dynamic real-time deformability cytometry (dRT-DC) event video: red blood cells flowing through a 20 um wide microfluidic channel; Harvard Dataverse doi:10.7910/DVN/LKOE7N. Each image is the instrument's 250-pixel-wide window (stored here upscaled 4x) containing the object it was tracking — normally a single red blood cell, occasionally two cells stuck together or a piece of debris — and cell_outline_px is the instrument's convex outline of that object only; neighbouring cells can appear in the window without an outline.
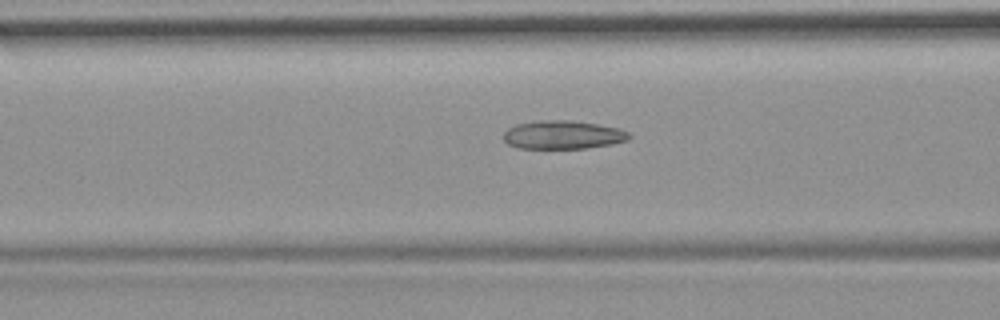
{"species": "common noctule bat (a hibernating species)", "species_latin": "Nyctalus noctula", "temperature_condition": "room temperature", "stored_images_in_passage": 39, "camera_frame_rate_fps": 3000, "um_per_image_px": 0.085, "animal": {"sex": "female", "body_mass_g": 19.9}, "frame": {"image": 1, "passage_image": 6, "time_ms": 1.667, "image_size_px": [1000, 320], "cell_outline_px": [[632, 136], [628, 140], [612, 144], [588, 148], [520, 148], [508, 144], [504, 140], [504, 132], [508, 128], [516, 124], [536, 120], [572, 120], [596, 124], [616, 128], [628, 132]], "centroid_in_image_um": [47.83, 11.45], "position_along_channel_um": 118.8, "area_um2": 20.81}}
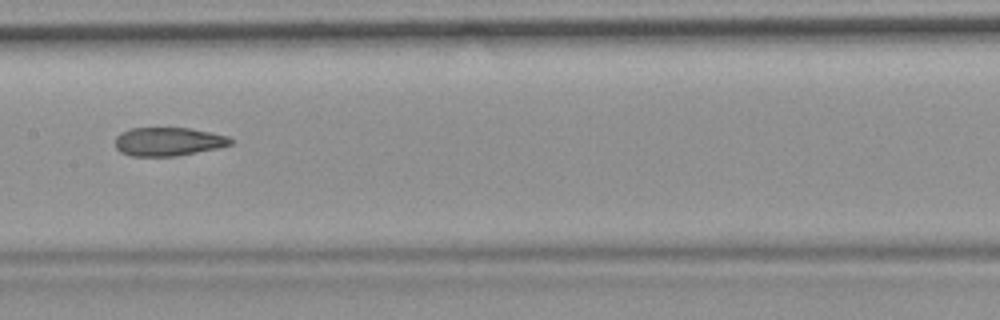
{"frame": {"image": 2, "passage_image": 12, "time_ms": 3.667, "image_size_px": [1000, 320], "cell_outline_px": [[232, 144], [220, 148], [176, 156], [132, 156], [120, 152], [116, 148], [116, 136], [120, 132], [128, 128], [188, 128], [228, 136], [232, 140]], "centroid_in_image_um": [14.28, 12.04], "position_along_channel_um": 193.1, "area_um2": 19.25}}
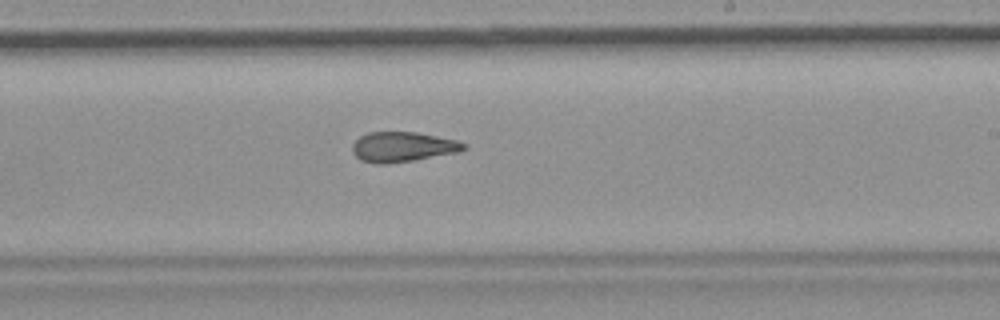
{"frame": {"image": 3, "passage_image": 17, "time_ms": 5.333, "image_size_px": [1000, 320], "cell_outline_px": [[468, 148], [460, 152], [388, 164], [376, 164], [360, 160], [352, 152], [352, 144], [360, 136], [368, 132], [416, 132], [456, 140], [468, 144]], "centroid_in_image_um": [34.23, 12.49], "position_along_channel_um": 254.8, "area_um2": 19.59}, "authors_computed_cell_mechanics": {"area_um2": 20.3456, "velocity_mm_per_s": 3.7177, "shape_relaxation_time_tau1_ms": null, "shape_relaxation_time_tau2_ms": 3.2312, "deformation_change_tau1": null, "deformation_change_tau2": 0.1091}}